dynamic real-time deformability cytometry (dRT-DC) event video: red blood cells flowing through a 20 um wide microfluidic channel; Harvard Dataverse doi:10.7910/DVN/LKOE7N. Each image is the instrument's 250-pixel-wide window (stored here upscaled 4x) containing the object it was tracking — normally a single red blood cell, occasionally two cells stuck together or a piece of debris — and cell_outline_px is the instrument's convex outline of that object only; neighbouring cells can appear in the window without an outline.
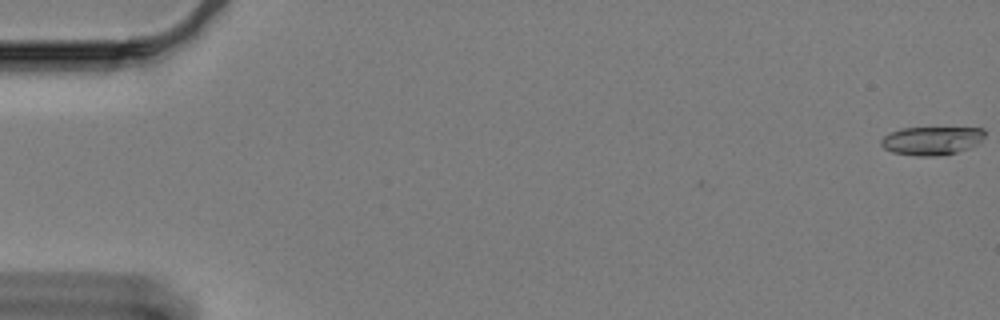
{"species": "Egyptian fruit bat (a non-hibernating species)", "species_latin": "Rousettus aegyptiacus", "temperature_condition": "cold", "stored_images_in_passage": 10, "camera_frame_rate_fps": 3000, "um_per_image_px": 0.085, "animal": {"sex": "female"}, "frame": {"image": 1, "passage_image": 1, "time_ms": 0.0, "image_size_px": [1000, 320], "cell_outline_px": [[984, 136], [976, 144], [968, 148], [956, 152], [940, 156], [916, 156], [892, 152], [884, 148], [880, 144], [880, 140], [884, 136], [900, 128], [984, 128]], "centroid_in_image_um": [79.16, 11.96], "position_along_channel_um": 5.8, "area_um2": 17.05}}